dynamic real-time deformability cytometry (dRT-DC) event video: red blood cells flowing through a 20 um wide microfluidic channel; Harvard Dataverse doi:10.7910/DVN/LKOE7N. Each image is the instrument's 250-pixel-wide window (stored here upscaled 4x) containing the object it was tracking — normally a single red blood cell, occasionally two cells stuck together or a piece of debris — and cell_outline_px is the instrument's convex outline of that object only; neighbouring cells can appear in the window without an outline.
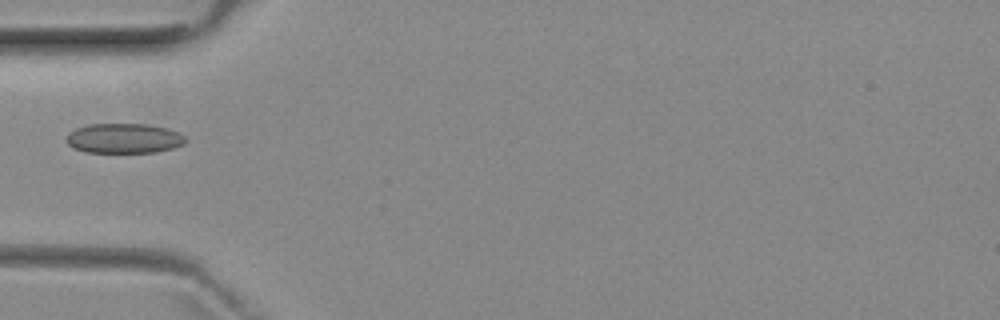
{"species": "common noctule bat (a hibernating species)", "species_latin": "Nyctalus noctula", "temperature_condition": "room temperature", "stored_images_in_passage": 5, "camera_frame_rate_fps": 3000, "um_per_image_px": 0.085, "animal": {"sex": "female", "body_mass_g": 29.2, "forearm_length_mm": 56.3}, "frame": {"image": 1, "passage_image": 5, "time_ms": 4.667, "image_size_px": [1000, 320], "cell_outline_px": [[188, 140], [184, 144], [172, 148], [156, 152], [88, 152], [72, 148], [64, 140], [68, 132], [76, 128], [88, 124], [148, 124], [168, 128], [184, 136]], "centroid_in_image_um": [10.51, 11.75], "position_along_channel_um": 74.5, "area_um2": 20.87}}